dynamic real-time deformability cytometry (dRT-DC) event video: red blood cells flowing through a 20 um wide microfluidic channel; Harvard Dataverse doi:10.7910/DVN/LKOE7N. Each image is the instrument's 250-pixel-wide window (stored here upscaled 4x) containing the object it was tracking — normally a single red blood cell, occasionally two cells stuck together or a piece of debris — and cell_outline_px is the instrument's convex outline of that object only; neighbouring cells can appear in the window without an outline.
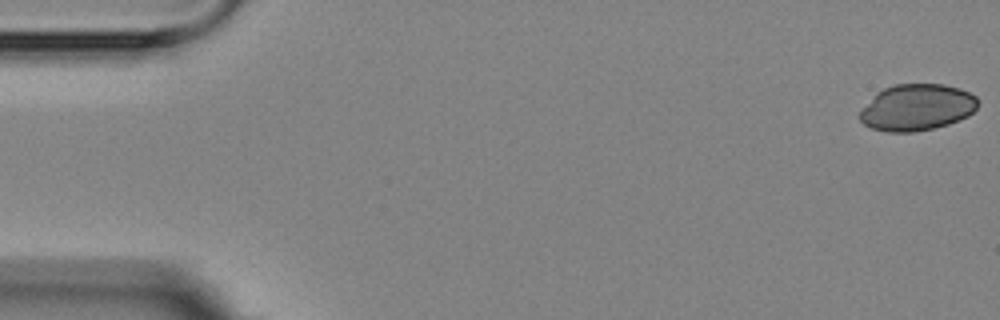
{"species": "Egyptian fruit bat (a non-hibernating species)", "species_latin": "Rousettus aegyptiacus", "temperature_condition": "room temperature", "stored_images_in_passage": 6, "camera_frame_rate_fps": 3000, "um_per_image_px": 0.085, "animal": {"sex": "female"}, "frame": {"image": 1, "passage_image": 1, "time_ms": 0.0, "image_size_px": [1000, 320], "cell_outline_px": [[980, 100], [976, 108], [968, 116], [948, 124], [916, 132], [888, 132], [872, 128], [864, 124], [856, 116], [876, 92], [884, 88], [896, 84], [944, 84], [960, 88], [976, 96]], "centroid_in_image_um": [77.93, 9.12], "position_along_channel_um": 7.1, "area_um2": 32.14}}
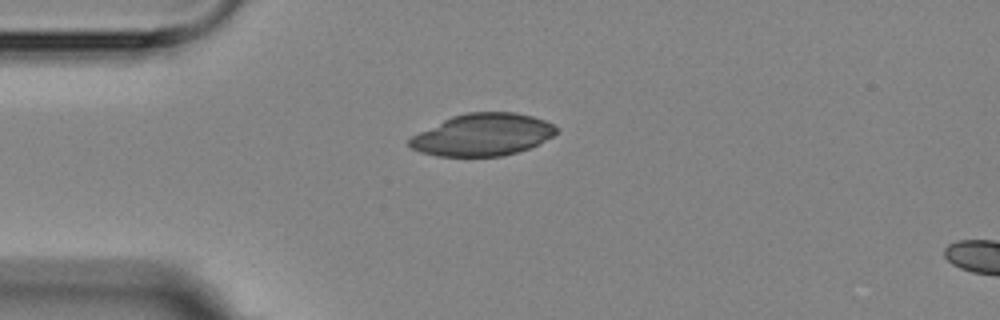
{"frame": {"image": 2, "passage_image": 5, "time_ms": 4.333, "image_size_px": [1000, 320], "cell_outline_px": [[556, 132], [552, 136], [528, 148], [504, 156], [436, 156], [420, 152], [412, 148], [408, 144], [408, 140], [412, 136], [452, 116], [468, 112], [516, 112], [532, 116], [544, 120], [552, 124], [556, 128]], "centroid_in_image_um": [41.0, 11.45], "position_along_channel_um": 44.0, "area_um2": 35.66}}